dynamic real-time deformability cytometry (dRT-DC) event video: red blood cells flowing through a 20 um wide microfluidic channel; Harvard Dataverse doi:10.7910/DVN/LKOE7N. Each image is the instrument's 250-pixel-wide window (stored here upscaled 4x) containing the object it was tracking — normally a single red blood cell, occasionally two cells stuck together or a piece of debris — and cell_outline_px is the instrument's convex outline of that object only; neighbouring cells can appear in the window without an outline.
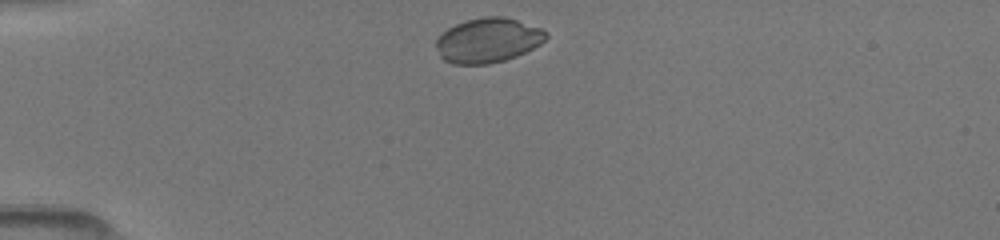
{"species": "common noctule bat (a hibernating species)", "species_latin": "Nyctalus noctula", "temperature_condition": "room temperature", "stored_images_in_passage": 18, "camera_frame_rate_fps": 3000, "um_per_image_px": 0.085, "animal": {"sex": "female", "body_mass_g": 19.5, "forearm_length_mm": 54.1}, "frame": {"image": 1, "passage_image": 3, "time_ms": 0.333, "image_size_px": [1000, 240], "cell_outline_px": [[548, 36], [540, 44], [516, 56], [504, 60], [488, 64], [452, 64], [444, 60], [440, 56], [436, 48], [436, 40], [448, 28], [464, 20], [484, 16], [504, 16], [540, 28], [548, 32]], "centroid_in_image_um": [41.46, 3.42], "position_along_channel_um": 43.5, "area_um2": 28.5}}
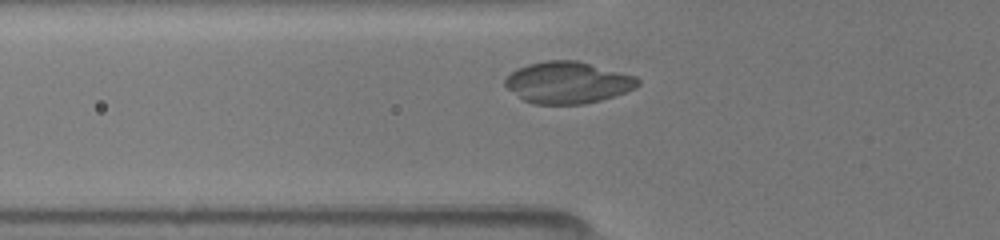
{"frame": {"image": 2, "passage_image": 13, "time_ms": 2.0, "image_size_px": [1000, 240], "cell_outline_px": [[640, 84], [636, 88], [600, 100], [584, 104], [532, 104], [524, 100], [508, 88], [504, 84], [504, 80], [516, 68], [528, 64], [548, 60], [576, 60], [636, 76], [640, 80]], "centroid_in_image_um": [48.26, 7.01], "position_along_channel_um": 77.5, "area_um2": 32.08}}